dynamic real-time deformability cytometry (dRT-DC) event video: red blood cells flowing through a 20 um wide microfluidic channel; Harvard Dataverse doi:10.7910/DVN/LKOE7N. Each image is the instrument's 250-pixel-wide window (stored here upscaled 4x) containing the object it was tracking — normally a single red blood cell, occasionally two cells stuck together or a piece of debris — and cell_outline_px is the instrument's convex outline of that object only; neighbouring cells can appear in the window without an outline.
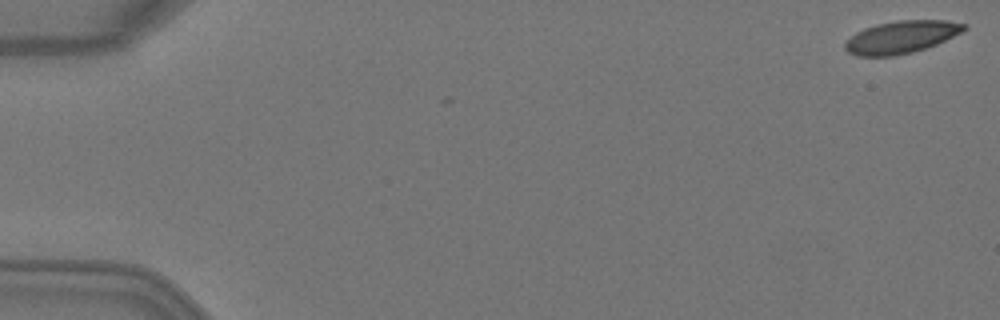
{"species": "Egyptian fruit bat (a non-hibernating species)", "species_latin": "Rousettus aegyptiacus", "temperature_condition": "warm", "stored_images_in_passage": 2, "camera_frame_rate_fps": 3000, "um_per_image_px": 0.085, "animal": {"sex": "female"}, "frame": {"image": 1, "passage_image": 1, "time_ms": 0.0, "image_size_px": [1000, 320], "cell_outline_px": [[968, 28], [936, 44], [912, 52], [892, 56], [856, 56], [848, 52], [844, 48], [844, 44], [856, 32], [864, 28], [876, 24], [896, 20], [944, 20], [968, 24]], "centroid_in_image_um": [76.59, 3.14], "position_along_channel_um": 8.4, "area_um2": 22.37}}